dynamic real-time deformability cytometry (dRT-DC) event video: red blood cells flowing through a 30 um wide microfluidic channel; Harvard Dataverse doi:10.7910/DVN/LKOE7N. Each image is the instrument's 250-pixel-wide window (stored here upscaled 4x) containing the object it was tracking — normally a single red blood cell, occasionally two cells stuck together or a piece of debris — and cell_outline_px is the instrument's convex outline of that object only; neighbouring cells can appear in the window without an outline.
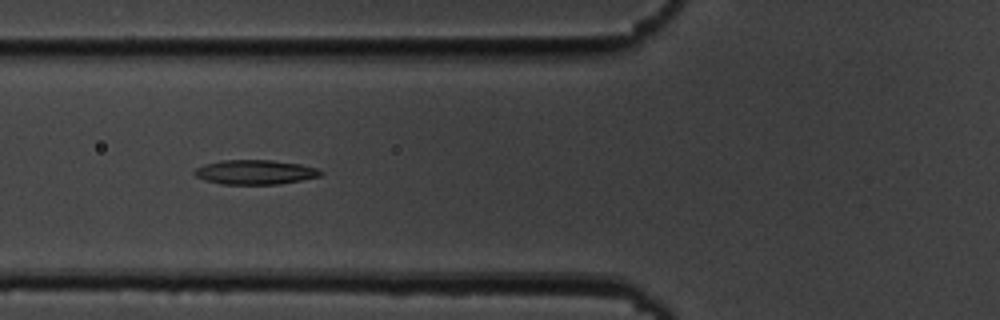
{"species": "common noctule bat (a hibernating species)", "species_latin": "Nyctalus noctula", "temperature_condition": "cold", "stored_images_in_passage": 39, "camera_frame_rate_fps": 3000, "um_per_image_px": 0.085, "animal": {"sex": "male", "body_mass_g": 19.5, "forearm_length_mm": 54.6}, "frame": {"image": 1, "passage_image": 5, "time_ms": 1.333, "image_size_px": [1000, 320], "cell_outline_px": [[324, 172], [320, 176], [280, 184], [220, 184], [204, 180], [196, 176], [192, 172], [196, 168], [204, 164], [224, 160], [272, 160], [300, 164], [316, 168]], "centroid_in_image_um": [21.66, 14.63], "position_along_channel_um": 104.1, "area_um2": 17.98}}
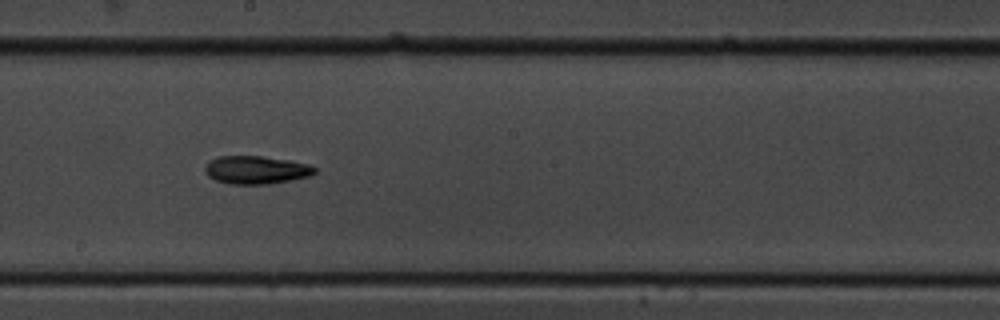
{"frame": {"image": 2, "passage_image": 15, "time_ms": 4.667, "image_size_px": [1000, 320], "cell_outline_px": [[316, 172], [308, 176], [292, 180], [268, 184], [228, 184], [216, 180], [208, 176], [204, 172], [204, 168], [208, 160], [220, 156], [260, 156], [288, 160], [308, 164], [316, 168]], "centroid_in_image_um": [21.73, 14.44], "position_along_channel_um": 226.5, "area_um2": 17.98}}
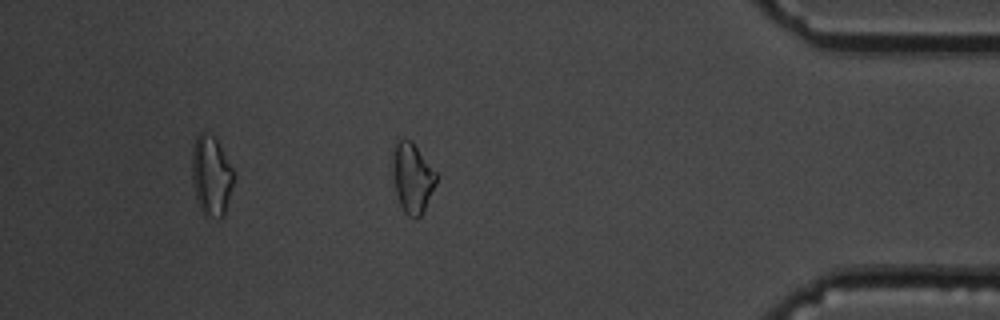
{"frame": {"image": 3, "passage_image": 32, "time_ms": 10.333, "image_size_px": [1000, 320], "cell_outline_px": [[436, 184], [424, 212], [416, 220], [408, 216], [404, 212], [388, 180], [392, 144], [396, 136], [404, 136], [412, 140], [436, 172]], "centroid_in_image_um": [34.93, 15.03], "position_along_channel_um": 400.3, "area_um2": 19.48}, "authors_computed_cell_mechanics": {"area_um2": 17.6868, "velocity_mm_per_s": 3.6732, "shape_relaxation_time_tau1_ms": 5.8252, "shape_relaxation_time_tau2_ms": null, "deformation_change_tau1": 0.137, "deformation_change_tau2": null}}